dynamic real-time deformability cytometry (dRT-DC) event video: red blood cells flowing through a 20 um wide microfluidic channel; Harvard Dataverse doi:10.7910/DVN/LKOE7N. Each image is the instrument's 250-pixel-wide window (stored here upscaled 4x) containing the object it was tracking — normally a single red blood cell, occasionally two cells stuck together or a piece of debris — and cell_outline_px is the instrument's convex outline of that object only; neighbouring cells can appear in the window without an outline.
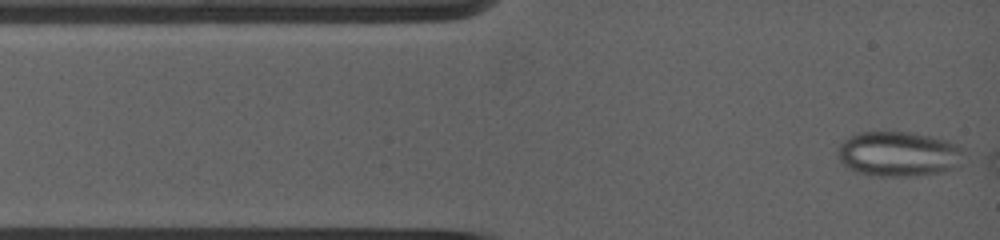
{"species": "common noctule bat (a hibernating species)", "species_latin": "Nyctalus noctula", "temperature_condition": "warm", "stored_images_in_passage": 17, "camera_frame_rate_fps": 5000, "um_per_image_px": 0.085, "animal": {"sex": "female", "body_mass_g": 19.0, "forearm_length_mm": 53.3}, "frame": {"image": 1, "passage_image": 1, "time_ms": 0.0, "image_size_px": [1000, 240], "cell_outline_px": [[960, 148], [948, 168], [936, 172], [908, 176], [880, 176], [860, 172], [844, 164], [840, 160], [840, 144], [844, 140], [852, 136], [864, 132], [908, 132], [944, 140]], "centroid_in_image_um": [76.21, 13.07], "position_along_channel_um": 8.8, "area_um2": 30.81}}
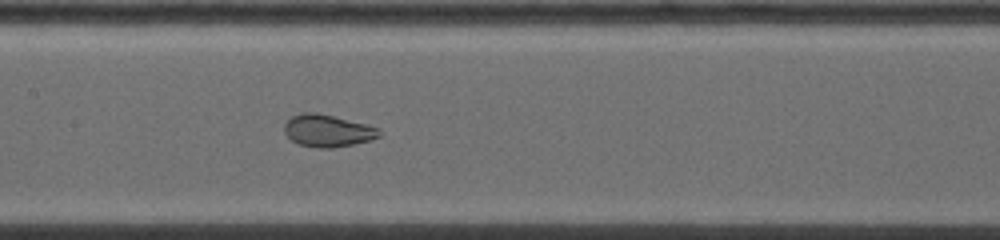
{"frame": {"image": 2, "passage_image": 10, "time_ms": 5.4, "image_size_px": [1000, 240], "cell_outline_px": [[380, 136], [368, 140], [352, 144], [332, 148], [320, 148], [300, 144], [292, 140], [284, 132], [284, 124], [292, 116], [304, 112], [308, 112], [332, 116], [376, 128]], "centroid_in_image_um": [27.77, 11.12], "position_along_channel_um": 179.6, "area_um2": 17.05}}
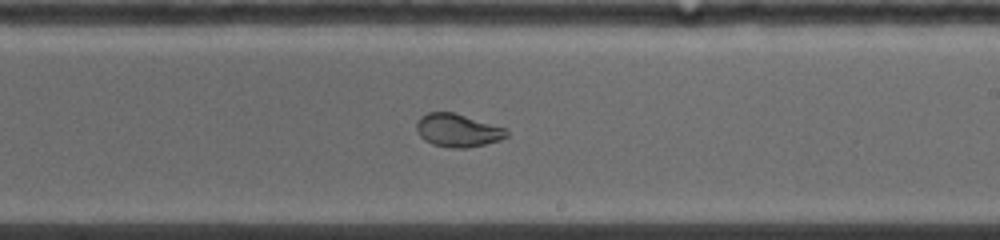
{"frame": {"image": 3, "passage_image": 14, "time_ms": 7.2, "image_size_px": [1000, 240], "cell_outline_px": [[508, 136], [500, 140], [468, 148], [452, 148], [432, 144], [424, 140], [420, 136], [416, 128], [416, 124], [428, 112], [452, 112], [504, 128], [508, 132]], "centroid_in_image_um": [38.9, 11.1], "position_along_channel_um": 250.1, "area_um2": 16.99}}